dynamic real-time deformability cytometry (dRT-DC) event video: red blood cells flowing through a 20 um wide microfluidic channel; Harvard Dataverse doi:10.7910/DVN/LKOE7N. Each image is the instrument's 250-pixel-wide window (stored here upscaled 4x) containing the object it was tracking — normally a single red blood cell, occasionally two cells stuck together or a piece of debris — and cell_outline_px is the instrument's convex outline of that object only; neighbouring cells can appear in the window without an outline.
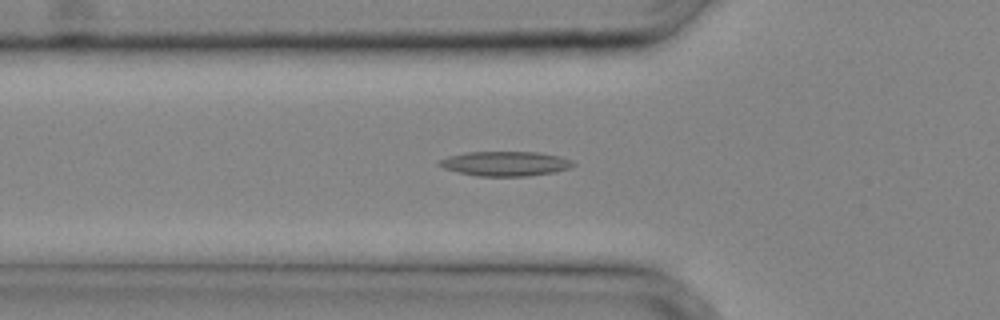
{"species": "common noctule bat (a hibernating species)", "species_latin": "Nyctalus noctula", "temperature_condition": "cold", "stored_images_in_passage": 34, "camera_frame_rate_fps": 3000, "um_per_image_px": 0.085, "animal": {"sex": "male", "body_mass_g": 20.4}, "frame": {"image": 1, "passage_image": 12, "time_ms": 3.667, "image_size_px": [1000, 320], "cell_outline_px": [[576, 164], [568, 168], [552, 172], [528, 176], [476, 176], [444, 168], [436, 164], [440, 160], [448, 156], [464, 152], [540, 152], [560, 156], [572, 160]], "centroid_in_image_um": [42.94, 13.9], "position_along_channel_um": 82.9, "area_um2": 19.19}}
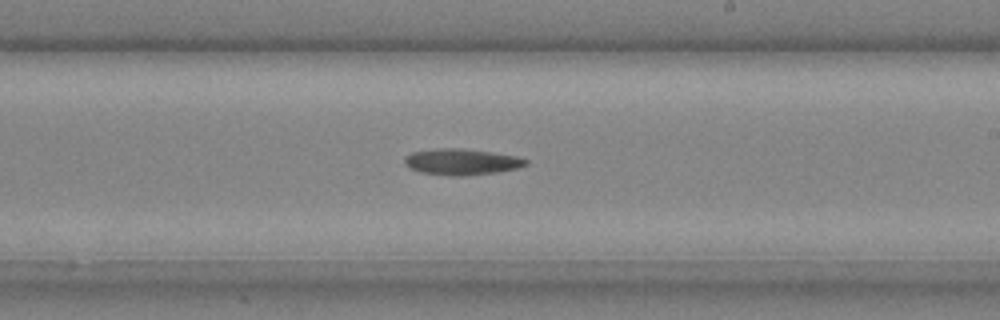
{"frame": {"image": 2, "passage_image": 21, "time_ms": 6.667, "image_size_px": [1000, 320], "cell_outline_px": [[528, 164], [516, 168], [496, 172], [464, 176], [452, 176], [420, 172], [404, 164], [404, 160], [412, 152], [440, 148], [464, 148], [492, 152], [516, 156], [528, 160]], "centroid_in_image_um": [39.25, 13.75], "position_along_channel_um": 249.7, "area_um2": 18.32}}
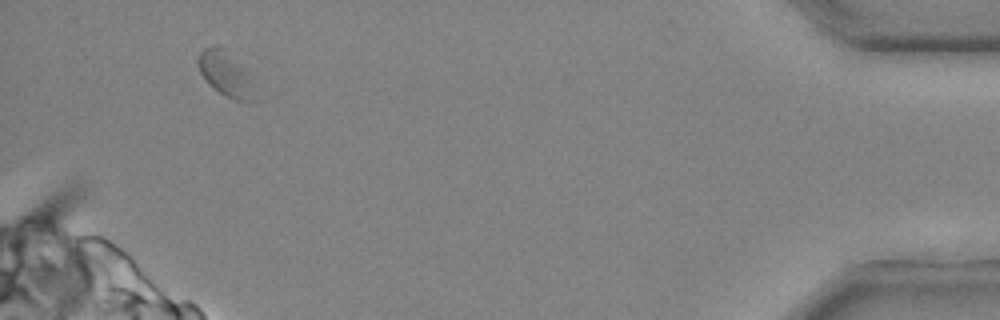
{"frame": {"image": 3, "passage_image": 33, "time_ms": 10.667, "image_size_px": [1000, 320], "cell_outline_px": [[248, 100], [236, 100], [220, 92], [200, 72], [196, 64], [196, 60], [200, 52], [204, 48], [216, 44], [220, 44], [224, 48], [244, 72]], "centroid_in_image_um": [18.92, 6.11], "position_along_channel_um": 416.3, "area_um2": 12.77}}